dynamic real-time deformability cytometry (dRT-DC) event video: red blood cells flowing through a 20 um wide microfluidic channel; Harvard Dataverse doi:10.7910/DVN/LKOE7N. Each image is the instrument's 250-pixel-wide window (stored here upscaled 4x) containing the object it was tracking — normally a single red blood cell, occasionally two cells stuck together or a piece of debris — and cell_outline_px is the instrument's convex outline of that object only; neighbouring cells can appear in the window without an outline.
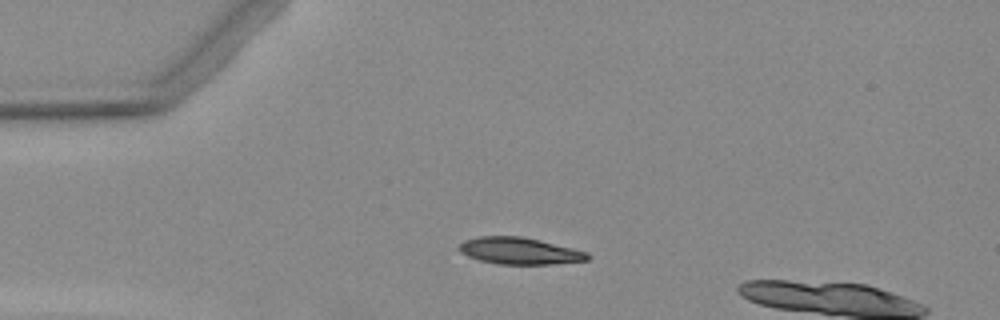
{"species": "Egyptian fruit bat (a non-hibernating species)", "species_latin": "Rousettus aegyptiacus", "temperature_condition": "warm", "stored_images_in_passage": 4, "camera_frame_rate_fps": 3000, "um_per_image_px": 0.085, "animal": {"sex": "female"}, "frame": {"image": 1, "passage_image": 3, "time_ms": 2.333, "image_size_px": [1000, 320], "cell_outline_px": [[592, 256], [588, 260], [552, 264], [496, 264], [480, 260], [468, 256], [460, 252], [456, 248], [464, 240], [480, 236], [520, 236], [540, 240], [588, 252]], "centroid_in_image_um": [44.15, 21.32], "position_along_channel_um": 40.8, "area_um2": 20.11}}